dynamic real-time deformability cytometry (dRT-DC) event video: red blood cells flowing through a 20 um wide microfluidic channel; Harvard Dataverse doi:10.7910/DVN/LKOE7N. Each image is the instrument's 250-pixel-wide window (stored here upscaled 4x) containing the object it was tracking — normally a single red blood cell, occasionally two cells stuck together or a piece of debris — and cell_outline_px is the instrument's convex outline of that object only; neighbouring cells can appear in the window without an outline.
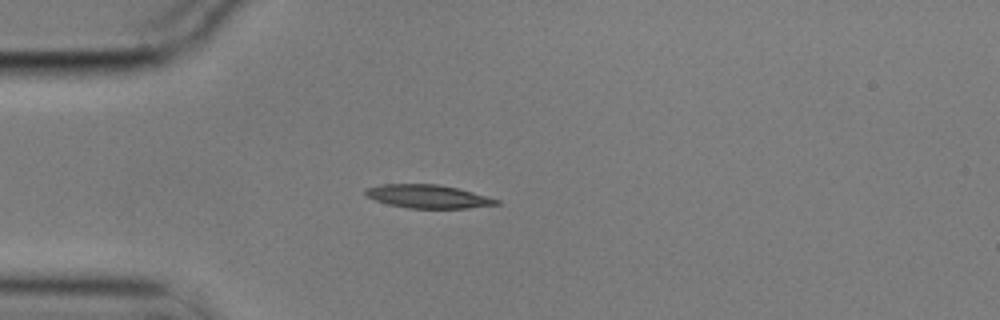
{"species": "common noctule bat (a hibernating species)", "species_latin": "Nyctalus noctula", "temperature_condition": "cold", "stored_images_in_passage": 4, "camera_frame_rate_fps": 3000, "um_per_image_px": 0.085, "animal": {"sex": "male", "body_mass_g": 17.9}, "frame": {"image": 1, "passage_image": 4, "time_ms": 1.0, "image_size_px": [1000, 320], "cell_outline_px": [[500, 204], [468, 208], [408, 208], [388, 204], [376, 200], [368, 196], [364, 192], [364, 188], [380, 184], [436, 184], [456, 188], [488, 196], [500, 200]], "centroid_in_image_um": [36.37, 16.69], "position_along_channel_um": 48.6, "area_um2": 17.74}}